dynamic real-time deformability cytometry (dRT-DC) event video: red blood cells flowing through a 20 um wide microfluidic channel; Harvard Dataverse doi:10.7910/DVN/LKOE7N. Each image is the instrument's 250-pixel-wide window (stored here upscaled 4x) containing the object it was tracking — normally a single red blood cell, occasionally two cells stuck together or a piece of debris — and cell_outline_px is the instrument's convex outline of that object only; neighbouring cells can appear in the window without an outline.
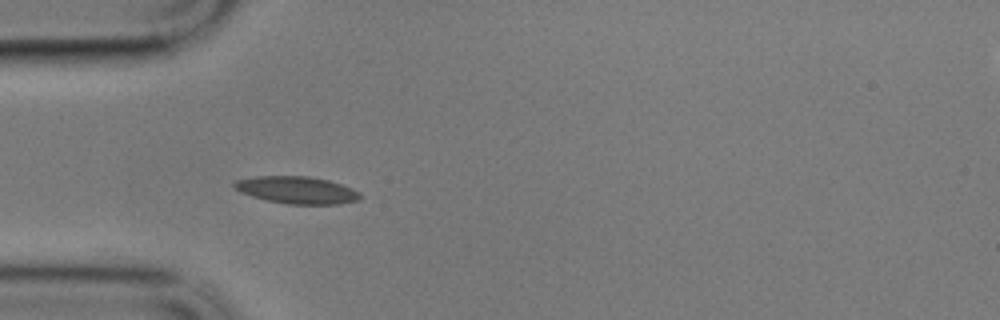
{"species": "common noctule bat (a hibernating species)", "species_latin": "Nyctalus noctula", "temperature_condition": "cold", "stored_images_in_passage": 41, "camera_frame_rate_fps": 3000, "um_per_image_px": 0.085, "animal": {"sex": "male", "body_mass_g": 17.9}, "frame": {"image": 1, "passage_image": 1, "time_ms": 0.0, "image_size_px": [1000, 320], "cell_outline_px": [[360, 200], [340, 204], [288, 204], [268, 200], [252, 196], [240, 192], [232, 184], [236, 180], [256, 176], [308, 176], [328, 180], [352, 188], [360, 192]], "centroid_in_image_um": [25.25, 16.15], "position_along_channel_um": 59.8, "area_um2": 19.88}}
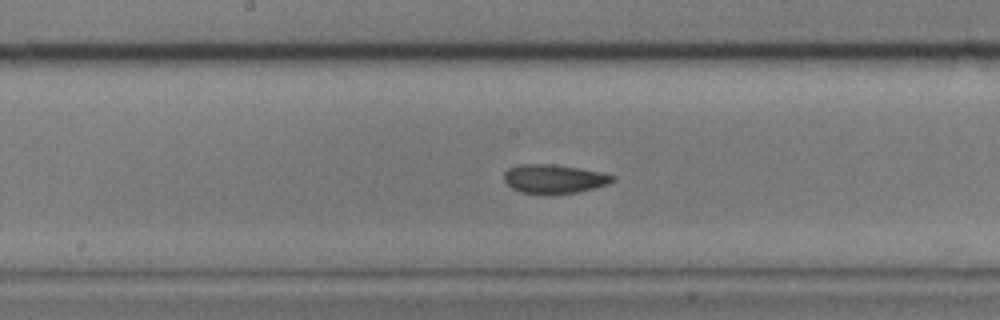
{"frame": {"image": 2, "passage_image": 14, "time_ms": 4.333, "image_size_px": [1000, 320], "cell_outline_px": [[616, 180], [608, 184], [576, 192], [520, 192], [512, 188], [504, 180], [504, 172], [508, 168], [516, 164], [552, 164], [580, 168], [600, 172], [616, 176]], "centroid_in_image_um": [47.09, 15.16], "position_along_channel_um": 201.1, "area_um2": 17.86}}
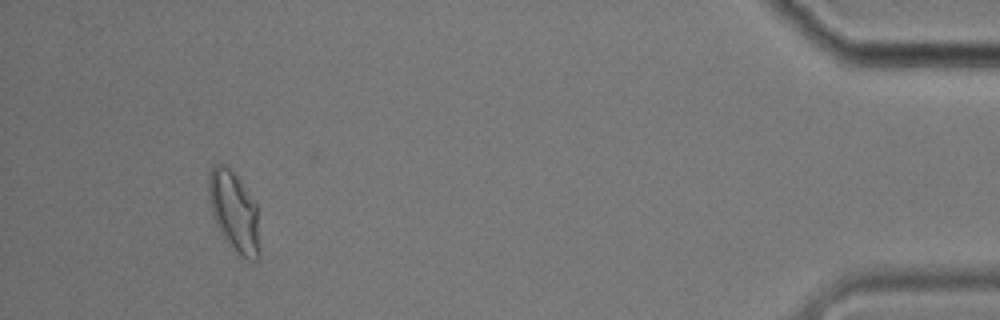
{"frame": {"image": 3, "passage_image": 39, "time_ms": 12.667, "image_size_px": [1000, 320], "cell_outline_px": [[260, 256], [256, 260], [248, 260], [240, 256], [228, 244], [216, 224], [212, 216], [208, 192], [208, 172], [216, 164], [224, 164], [236, 176], [256, 204], [260, 252]], "centroid_in_image_um": [19.89, 18.02], "position_along_channel_um": 415.3, "area_um2": 23.64}}